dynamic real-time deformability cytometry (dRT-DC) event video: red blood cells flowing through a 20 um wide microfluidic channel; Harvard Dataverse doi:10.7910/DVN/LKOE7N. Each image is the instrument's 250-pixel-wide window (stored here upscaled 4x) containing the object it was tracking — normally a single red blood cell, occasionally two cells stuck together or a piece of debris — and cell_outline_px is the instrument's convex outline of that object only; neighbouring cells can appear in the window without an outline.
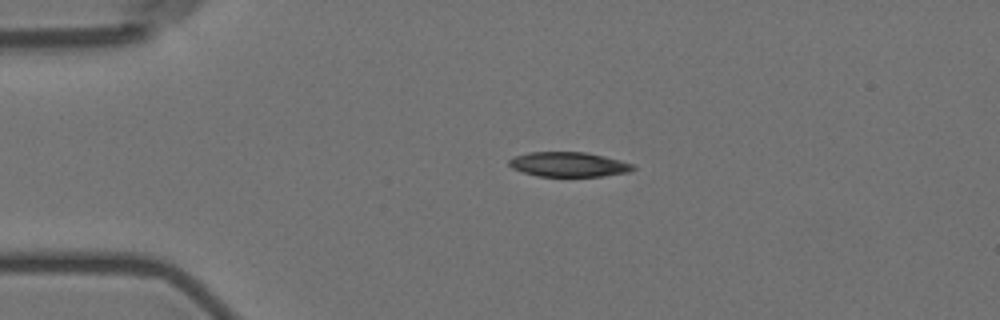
{"species": "Egyptian fruit bat (a non-hibernating species)", "species_latin": "Rousettus aegyptiacus", "temperature_condition": "room temperature", "stored_images_in_passage": 5, "camera_frame_rate_fps": 3000, "um_per_image_px": 0.085, "animal": {"sex": "female"}, "frame": {"image": 1, "passage_image": 3, "time_ms": 2.0, "image_size_px": [1000, 320], "cell_outline_px": [[636, 168], [628, 172], [604, 176], [536, 176], [512, 168], [508, 164], [508, 160], [512, 156], [528, 152], [584, 152], [604, 156], [620, 160], [632, 164]], "centroid_in_image_um": [48.3, 13.97], "position_along_channel_um": 36.7, "area_um2": 17.86}}